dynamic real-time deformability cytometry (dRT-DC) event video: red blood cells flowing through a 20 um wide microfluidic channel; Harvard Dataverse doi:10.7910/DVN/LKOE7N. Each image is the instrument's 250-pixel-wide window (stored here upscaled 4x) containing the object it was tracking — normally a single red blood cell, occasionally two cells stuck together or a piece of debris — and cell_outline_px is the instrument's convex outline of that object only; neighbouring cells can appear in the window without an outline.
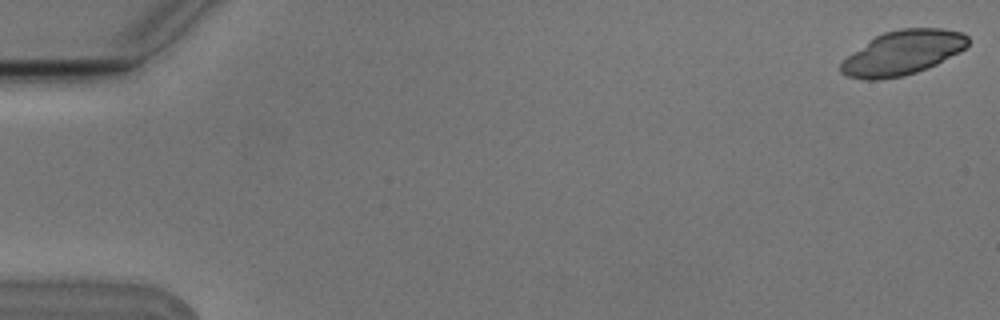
{"species": "Egyptian fruit bat (a non-hibernating species)", "species_latin": "Rousettus aegyptiacus", "temperature_condition": "cold", "stored_images_in_passage": 4, "camera_frame_rate_fps": 3000, "um_per_image_px": 0.085, "animal": {"sex": "male"}, "frame": {"image": 1, "passage_image": 1, "time_ms": 0.0, "image_size_px": [1000, 320], "cell_outline_px": [[968, 44], [960, 52], [928, 68], [904, 76], [876, 80], [868, 80], [848, 76], [840, 72], [840, 64], [848, 56], [876, 36], [884, 32], [900, 28], [944, 28], [964, 32], [968, 36]], "centroid_in_image_um": [76.77, 4.48], "position_along_channel_um": 8.2, "area_um2": 32.66}}